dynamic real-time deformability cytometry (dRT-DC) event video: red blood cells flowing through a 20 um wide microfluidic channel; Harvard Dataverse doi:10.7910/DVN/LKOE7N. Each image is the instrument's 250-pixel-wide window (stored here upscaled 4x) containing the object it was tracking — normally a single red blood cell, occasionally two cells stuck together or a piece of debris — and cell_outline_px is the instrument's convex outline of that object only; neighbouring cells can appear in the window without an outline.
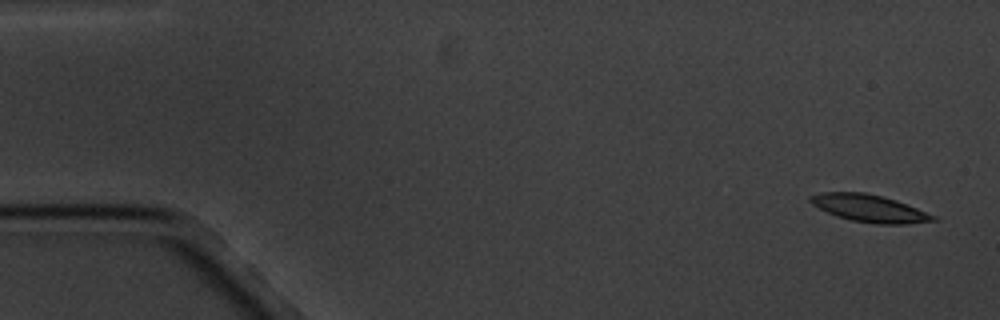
{"species": "common noctule bat (a hibernating species)", "species_latin": "Nyctalus noctula", "temperature_condition": "cold", "stored_images_in_passage": 5, "camera_frame_rate_fps": 3000, "um_per_image_px": 0.085, "animal": {"sex": "male", "body_mass_g": 20.1, "forearm_length_mm": 53.5}, "frame": {"image": 1, "passage_image": 1, "time_ms": 0.0, "image_size_px": [1000, 320], "cell_outline_px": [[940, 220], [904, 224], [876, 224], [852, 220], [836, 216], [812, 204], [808, 200], [808, 196], [820, 192], [864, 192], [896, 200], [936, 216]], "centroid_in_image_um": [73.88, 17.7], "position_along_channel_um": 11.1, "area_um2": 19.42}}
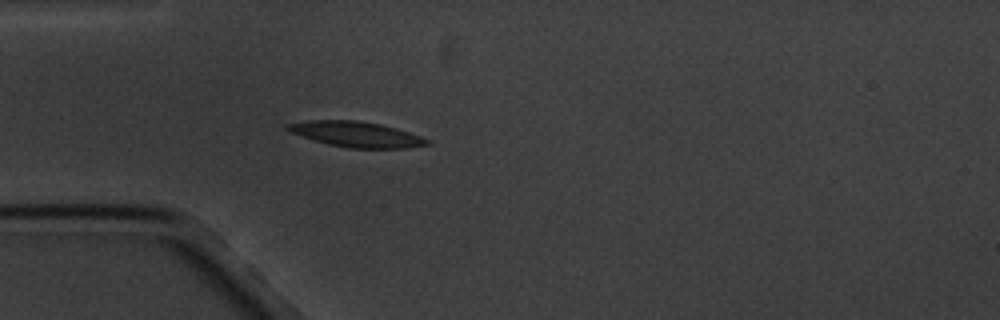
{"frame": {"image": 2, "passage_image": 5, "time_ms": 4.667, "image_size_px": [1000, 320], "cell_outline_px": [[428, 144], [404, 148], [348, 148], [328, 144], [292, 132], [284, 128], [288, 124], [308, 120], [356, 120], [380, 124], [396, 128], [420, 136], [428, 140]], "centroid_in_image_um": [30.27, 11.41], "position_along_channel_um": 54.7, "area_um2": 20.23}}